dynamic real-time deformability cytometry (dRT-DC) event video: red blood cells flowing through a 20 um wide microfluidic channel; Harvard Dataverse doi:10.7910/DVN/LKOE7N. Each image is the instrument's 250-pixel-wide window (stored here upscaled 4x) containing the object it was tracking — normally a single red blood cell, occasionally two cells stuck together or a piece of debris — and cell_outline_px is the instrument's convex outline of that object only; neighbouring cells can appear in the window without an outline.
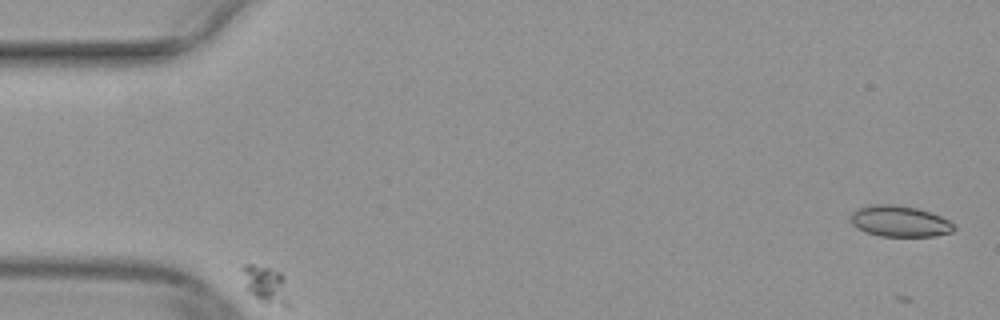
{"species": "common noctule bat (a hibernating species)", "species_latin": "Nyctalus noctula", "temperature_condition": "warm", "stored_images_in_passage": 37, "camera_frame_rate_fps": 3000, "um_per_image_px": 0.085, "animal": {"sex": "female", "body_mass_g": 29.2, "forearm_length_mm": 56.3}, "frame": {"image": 1, "passage_image": 2, "time_ms": 0.333, "image_size_px": [1000, 320], "cell_outline_px": [[956, 228], [952, 232], [936, 236], [880, 236], [856, 228], [848, 220], [852, 212], [856, 208], [872, 204], [896, 204], [916, 208], [932, 212], [956, 224]], "centroid_in_image_um": [76.46, 18.8], "position_along_channel_um": 8.5, "area_um2": 19.02}}
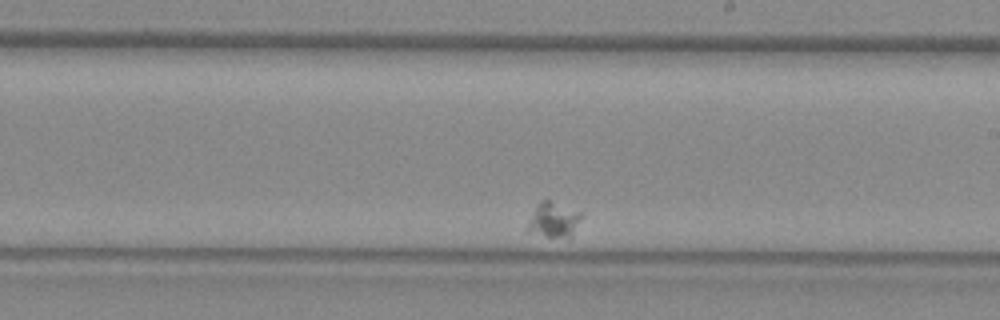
{"frame": {"image": 2, "passage_image": 22, "time_ms": 7.0, "image_size_px": [1000, 320], "cell_outline_px": [[584, 212], [572, 236], [568, 240], [528, 232], [528, 220], [536, 204], [540, 200], [548, 200]], "centroid_in_image_um": [47.09, 18.7], "position_along_channel_um": 241.9, "area_um2": 11.27}}
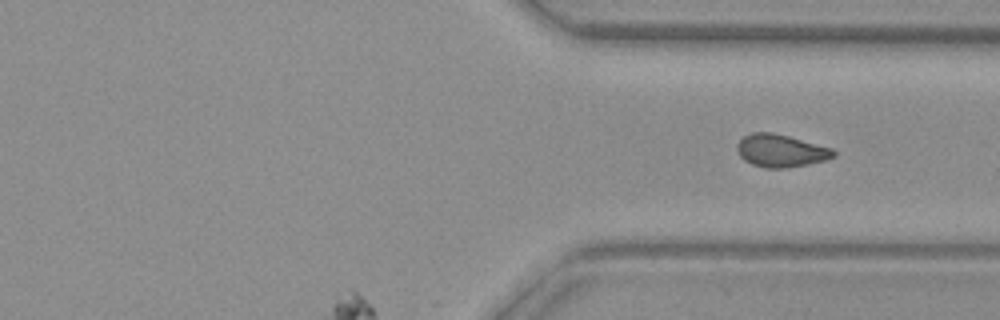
{"frame": {"image": 3, "passage_image": 37, "time_ms": 12.0, "image_size_px": [1000, 320], "cell_outline_px": [[836, 156], [824, 160], [808, 164], [784, 168], [764, 168], [752, 164], [744, 160], [740, 156], [736, 148], [736, 144], [744, 136], [752, 132], [772, 132], [788, 136], [832, 148], [836, 152]], "centroid_in_image_um": [66.35, 12.81], "position_along_channel_um": 345.1, "area_um2": 18.32}}